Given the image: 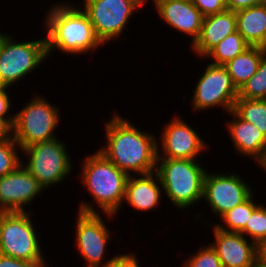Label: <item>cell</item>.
I'll return each mask as SVG.
<instances>
[{"label":"cell","mask_w":266,"mask_h":267,"mask_svg":"<svg viewBox=\"0 0 266 267\" xmlns=\"http://www.w3.org/2000/svg\"><path fill=\"white\" fill-rule=\"evenodd\" d=\"M47 262H27L0 254V267H48Z\"/></svg>","instance_id":"30"},{"label":"cell","mask_w":266,"mask_h":267,"mask_svg":"<svg viewBox=\"0 0 266 267\" xmlns=\"http://www.w3.org/2000/svg\"><path fill=\"white\" fill-rule=\"evenodd\" d=\"M65 145L55 138L21 150L28 157L24 167L45 189L60 183L72 171L71 158Z\"/></svg>","instance_id":"8"},{"label":"cell","mask_w":266,"mask_h":267,"mask_svg":"<svg viewBox=\"0 0 266 267\" xmlns=\"http://www.w3.org/2000/svg\"><path fill=\"white\" fill-rule=\"evenodd\" d=\"M17 148L21 150L14 139L0 141V177L13 172L23 163Z\"/></svg>","instance_id":"26"},{"label":"cell","mask_w":266,"mask_h":267,"mask_svg":"<svg viewBox=\"0 0 266 267\" xmlns=\"http://www.w3.org/2000/svg\"><path fill=\"white\" fill-rule=\"evenodd\" d=\"M236 31V12L232 10L204 16L200 35L190 48L204 58L213 47Z\"/></svg>","instance_id":"17"},{"label":"cell","mask_w":266,"mask_h":267,"mask_svg":"<svg viewBox=\"0 0 266 267\" xmlns=\"http://www.w3.org/2000/svg\"><path fill=\"white\" fill-rule=\"evenodd\" d=\"M263 3H266V0H226V7L227 10L236 12L238 10L260 5Z\"/></svg>","instance_id":"32"},{"label":"cell","mask_w":266,"mask_h":267,"mask_svg":"<svg viewBox=\"0 0 266 267\" xmlns=\"http://www.w3.org/2000/svg\"><path fill=\"white\" fill-rule=\"evenodd\" d=\"M107 267H140L137 256L134 254H121L114 262Z\"/></svg>","instance_id":"33"},{"label":"cell","mask_w":266,"mask_h":267,"mask_svg":"<svg viewBox=\"0 0 266 267\" xmlns=\"http://www.w3.org/2000/svg\"><path fill=\"white\" fill-rule=\"evenodd\" d=\"M183 267H223L222 263L210 244L198 250L184 261Z\"/></svg>","instance_id":"28"},{"label":"cell","mask_w":266,"mask_h":267,"mask_svg":"<svg viewBox=\"0 0 266 267\" xmlns=\"http://www.w3.org/2000/svg\"><path fill=\"white\" fill-rule=\"evenodd\" d=\"M255 163H258V165L266 171V148L262 152L261 157Z\"/></svg>","instance_id":"36"},{"label":"cell","mask_w":266,"mask_h":267,"mask_svg":"<svg viewBox=\"0 0 266 267\" xmlns=\"http://www.w3.org/2000/svg\"><path fill=\"white\" fill-rule=\"evenodd\" d=\"M162 130L160 140L164 156H161L162 153H159L160 149L157 146V158L196 159L206 149L207 144L201 135L178 115Z\"/></svg>","instance_id":"13"},{"label":"cell","mask_w":266,"mask_h":267,"mask_svg":"<svg viewBox=\"0 0 266 267\" xmlns=\"http://www.w3.org/2000/svg\"><path fill=\"white\" fill-rule=\"evenodd\" d=\"M233 120L227 123V129L234 147L239 154L255 159L256 162L266 148V136L250 122L241 119L233 110L229 111Z\"/></svg>","instance_id":"19"},{"label":"cell","mask_w":266,"mask_h":267,"mask_svg":"<svg viewBox=\"0 0 266 267\" xmlns=\"http://www.w3.org/2000/svg\"><path fill=\"white\" fill-rule=\"evenodd\" d=\"M237 31L250 46H261L266 39V3L236 11Z\"/></svg>","instance_id":"20"},{"label":"cell","mask_w":266,"mask_h":267,"mask_svg":"<svg viewBox=\"0 0 266 267\" xmlns=\"http://www.w3.org/2000/svg\"><path fill=\"white\" fill-rule=\"evenodd\" d=\"M215 242L210 245L223 267H258L257 244L242 233L228 232L214 226Z\"/></svg>","instance_id":"15"},{"label":"cell","mask_w":266,"mask_h":267,"mask_svg":"<svg viewBox=\"0 0 266 267\" xmlns=\"http://www.w3.org/2000/svg\"><path fill=\"white\" fill-rule=\"evenodd\" d=\"M57 4V5H56ZM54 4L45 19L48 56L54 49L64 53L84 54L103 45L97 38L88 15L82 8L60 2Z\"/></svg>","instance_id":"2"},{"label":"cell","mask_w":266,"mask_h":267,"mask_svg":"<svg viewBox=\"0 0 266 267\" xmlns=\"http://www.w3.org/2000/svg\"><path fill=\"white\" fill-rule=\"evenodd\" d=\"M160 1H165V0H153L154 5H156ZM141 2H142V5L144 6V4L147 2V0H141Z\"/></svg>","instance_id":"38"},{"label":"cell","mask_w":266,"mask_h":267,"mask_svg":"<svg viewBox=\"0 0 266 267\" xmlns=\"http://www.w3.org/2000/svg\"><path fill=\"white\" fill-rule=\"evenodd\" d=\"M82 165L79 173L82 184L87 187L103 214L113 217L124 202L129 175L99 151L87 156Z\"/></svg>","instance_id":"3"},{"label":"cell","mask_w":266,"mask_h":267,"mask_svg":"<svg viewBox=\"0 0 266 267\" xmlns=\"http://www.w3.org/2000/svg\"><path fill=\"white\" fill-rule=\"evenodd\" d=\"M193 90L192 104L196 111L223 107L226 112L232 111L238 98V89L234 85L228 70L223 65L209 63L205 72L196 82Z\"/></svg>","instance_id":"11"},{"label":"cell","mask_w":266,"mask_h":267,"mask_svg":"<svg viewBox=\"0 0 266 267\" xmlns=\"http://www.w3.org/2000/svg\"><path fill=\"white\" fill-rule=\"evenodd\" d=\"M79 207L75 227L77 250L88 263L87 267H107L121 254L102 262L111 235L109 229L89 202H81Z\"/></svg>","instance_id":"7"},{"label":"cell","mask_w":266,"mask_h":267,"mask_svg":"<svg viewBox=\"0 0 266 267\" xmlns=\"http://www.w3.org/2000/svg\"><path fill=\"white\" fill-rule=\"evenodd\" d=\"M249 46L243 36L236 31L219 42L204 57L211 58L213 60L211 64L224 66Z\"/></svg>","instance_id":"22"},{"label":"cell","mask_w":266,"mask_h":267,"mask_svg":"<svg viewBox=\"0 0 266 267\" xmlns=\"http://www.w3.org/2000/svg\"><path fill=\"white\" fill-rule=\"evenodd\" d=\"M233 111L241 119L254 124L266 136V99L237 98Z\"/></svg>","instance_id":"23"},{"label":"cell","mask_w":266,"mask_h":267,"mask_svg":"<svg viewBox=\"0 0 266 267\" xmlns=\"http://www.w3.org/2000/svg\"><path fill=\"white\" fill-rule=\"evenodd\" d=\"M9 87L0 88V119H15V115H6L11 107L10 97L7 93Z\"/></svg>","instance_id":"31"},{"label":"cell","mask_w":266,"mask_h":267,"mask_svg":"<svg viewBox=\"0 0 266 267\" xmlns=\"http://www.w3.org/2000/svg\"><path fill=\"white\" fill-rule=\"evenodd\" d=\"M257 245L266 238V207L259 205L251 214L245 228L240 232Z\"/></svg>","instance_id":"27"},{"label":"cell","mask_w":266,"mask_h":267,"mask_svg":"<svg viewBox=\"0 0 266 267\" xmlns=\"http://www.w3.org/2000/svg\"><path fill=\"white\" fill-rule=\"evenodd\" d=\"M155 172L164 194L177 208L188 209L202 200L207 170L196 159L157 158Z\"/></svg>","instance_id":"4"},{"label":"cell","mask_w":266,"mask_h":267,"mask_svg":"<svg viewBox=\"0 0 266 267\" xmlns=\"http://www.w3.org/2000/svg\"><path fill=\"white\" fill-rule=\"evenodd\" d=\"M139 176L129 175L124 200L136 210L150 211L161 200L162 184L156 172Z\"/></svg>","instance_id":"18"},{"label":"cell","mask_w":266,"mask_h":267,"mask_svg":"<svg viewBox=\"0 0 266 267\" xmlns=\"http://www.w3.org/2000/svg\"><path fill=\"white\" fill-rule=\"evenodd\" d=\"M8 34H3V33H0V49H1V46L5 40V38L7 37Z\"/></svg>","instance_id":"37"},{"label":"cell","mask_w":266,"mask_h":267,"mask_svg":"<svg viewBox=\"0 0 266 267\" xmlns=\"http://www.w3.org/2000/svg\"><path fill=\"white\" fill-rule=\"evenodd\" d=\"M258 265L266 266V238L257 245Z\"/></svg>","instance_id":"35"},{"label":"cell","mask_w":266,"mask_h":267,"mask_svg":"<svg viewBox=\"0 0 266 267\" xmlns=\"http://www.w3.org/2000/svg\"><path fill=\"white\" fill-rule=\"evenodd\" d=\"M238 98L266 99V52L261 57L256 73L238 90Z\"/></svg>","instance_id":"25"},{"label":"cell","mask_w":266,"mask_h":267,"mask_svg":"<svg viewBox=\"0 0 266 267\" xmlns=\"http://www.w3.org/2000/svg\"><path fill=\"white\" fill-rule=\"evenodd\" d=\"M5 87L2 83H1V79H0V88Z\"/></svg>","instance_id":"40"},{"label":"cell","mask_w":266,"mask_h":267,"mask_svg":"<svg viewBox=\"0 0 266 267\" xmlns=\"http://www.w3.org/2000/svg\"><path fill=\"white\" fill-rule=\"evenodd\" d=\"M15 119H0V141L13 139Z\"/></svg>","instance_id":"34"},{"label":"cell","mask_w":266,"mask_h":267,"mask_svg":"<svg viewBox=\"0 0 266 267\" xmlns=\"http://www.w3.org/2000/svg\"><path fill=\"white\" fill-rule=\"evenodd\" d=\"M157 14L165 23L179 32L192 36V43L198 39L204 15L191 0H165L155 5Z\"/></svg>","instance_id":"16"},{"label":"cell","mask_w":266,"mask_h":267,"mask_svg":"<svg viewBox=\"0 0 266 267\" xmlns=\"http://www.w3.org/2000/svg\"><path fill=\"white\" fill-rule=\"evenodd\" d=\"M264 52L260 46H249L224 65L238 90L256 73Z\"/></svg>","instance_id":"21"},{"label":"cell","mask_w":266,"mask_h":267,"mask_svg":"<svg viewBox=\"0 0 266 267\" xmlns=\"http://www.w3.org/2000/svg\"><path fill=\"white\" fill-rule=\"evenodd\" d=\"M253 199L252 194L246 201L222 215L220 217L223 220L221 223L225 226L223 224H216L215 226L224 231L240 233L245 228L252 212L259 206Z\"/></svg>","instance_id":"24"},{"label":"cell","mask_w":266,"mask_h":267,"mask_svg":"<svg viewBox=\"0 0 266 267\" xmlns=\"http://www.w3.org/2000/svg\"><path fill=\"white\" fill-rule=\"evenodd\" d=\"M194 6L204 15H212L227 10L226 0H191Z\"/></svg>","instance_id":"29"},{"label":"cell","mask_w":266,"mask_h":267,"mask_svg":"<svg viewBox=\"0 0 266 267\" xmlns=\"http://www.w3.org/2000/svg\"><path fill=\"white\" fill-rule=\"evenodd\" d=\"M45 99L36 95L15 114L13 139L21 150L57 138L54 132L60 121V108Z\"/></svg>","instance_id":"5"},{"label":"cell","mask_w":266,"mask_h":267,"mask_svg":"<svg viewBox=\"0 0 266 267\" xmlns=\"http://www.w3.org/2000/svg\"><path fill=\"white\" fill-rule=\"evenodd\" d=\"M43 190L22 163L13 172L0 177V212H25L24 206L33 202Z\"/></svg>","instance_id":"14"},{"label":"cell","mask_w":266,"mask_h":267,"mask_svg":"<svg viewBox=\"0 0 266 267\" xmlns=\"http://www.w3.org/2000/svg\"><path fill=\"white\" fill-rule=\"evenodd\" d=\"M105 147L99 149L119 169L135 176L156 171L158 139L151 133L140 131L117 113L104 124Z\"/></svg>","instance_id":"1"},{"label":"cell","mask_w":266,"mask_h":267,"mask_svg":"<svg viewBox=\"0 0 266 267\" xmlns=\"http://www.w3.org/2000/svg\"><path fill=\"white\" fill-rule=\"evenodd\" d=\"M260 47L266 52V39Z\"/></svg>","instance_id":"39"},{"label":"cell","mask_w":266,"mask_h":267,"mask_svg":"<svg viewBox=\"0 0 266 267\" xmlns=\"http://www.w3.org/2000/svg\"><path fill=\"white\" fill-rule=\"evenodd\" d=\"M14 40L7 35L0 49V79L5 87L22 80L48 58L45 37L26 42Z\"/></svg>","instance_id":"9"},{"label":"cell","mask_w":266,"mask_h":267,"mask_svg":"<svg viewBox=\"0 0 266 267\" xmlns=\"http://www.w3.org/2000/svg\"><path fill=\"white\" fill-rule=\"evenodd\" d=\"M237 174L206 173L204 179L203 198L213 214L224 215L235 206L246 201L253 191Z\"/></svg>","instance_id":"12"},{"label":"cell","mask_w":266,"mask_h":267,"mask_svg":"<svg viewBox=\"0 0 266 267\" xmlns=\"http://www.w3.org/2000/svg\"><path fill=\"white\" fill-rule=\"evenodd\" d=\"M82 6L104 45L122 34L130 16L143 5L141 0H85Z\"/></svg>","instance_id":"10"},{"label":"cell","mask_w":266,"mask_h":267,"mask_svg":"<svg viewBox=\"0 0 266 267\" xmlns=\"http://www.w3.org/2000/svg\"><path fill=\"white\" fill-rule=\"evenodd\" d=\"M31 213L0 212V254L27 262H46Z\"/></svg>","instance_id":"6"}]
</instances>
